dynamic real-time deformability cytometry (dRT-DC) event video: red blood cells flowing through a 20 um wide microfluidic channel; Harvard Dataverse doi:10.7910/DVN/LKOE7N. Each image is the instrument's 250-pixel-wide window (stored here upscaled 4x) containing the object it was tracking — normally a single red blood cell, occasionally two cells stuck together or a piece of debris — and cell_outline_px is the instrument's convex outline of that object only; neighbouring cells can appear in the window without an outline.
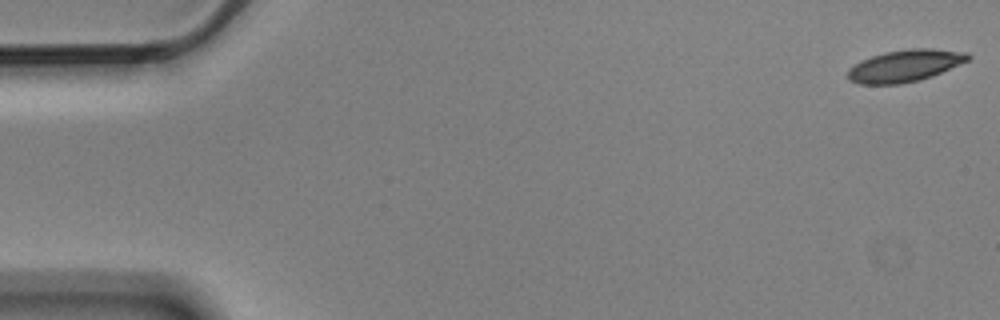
{"species": "Egyptian fruit bat (a non-hibernating species)", "species_latin": "Rousettus aegyptiacus", "temperature_condition": "cold", "stored_images_in_passage": 4, "camera_frame_rate_fps": 3000, "um_per_image_px": 0.085, "animal": {"sex": "male"}, "frame": {"image": 1, "passage_image": 1, "time_ms": 0.0, "image_size_px": [1000, 320], "cell_outline_px": [[972, 56], [968, 60], [932, 76], [920, 80], [900, 84], [860, 84], [848, 80], [848, 68], [860, 60], [884, 52], [908, 48], [932, 48], [968, 52]], "centroid_in_image_um": [76.91, 5.58], "position_along_channel_um": 8.1, "area_um2": 22.54}}